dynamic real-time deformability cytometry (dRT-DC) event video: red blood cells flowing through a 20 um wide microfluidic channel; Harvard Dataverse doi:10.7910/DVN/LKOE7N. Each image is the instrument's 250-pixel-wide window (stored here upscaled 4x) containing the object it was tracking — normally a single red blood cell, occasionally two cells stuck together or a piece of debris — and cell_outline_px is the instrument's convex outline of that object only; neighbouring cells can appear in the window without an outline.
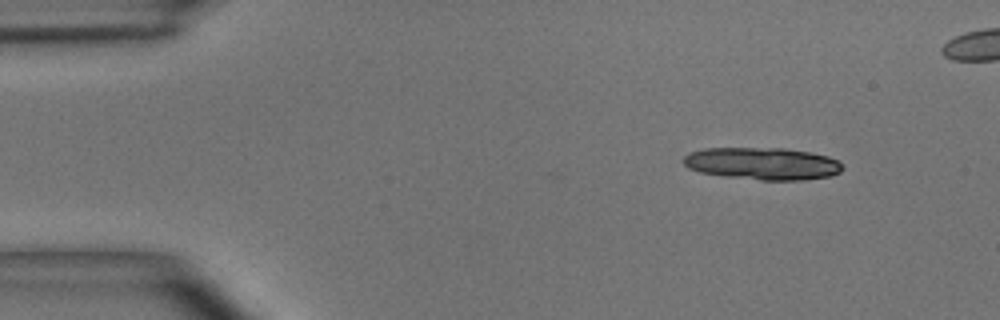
{"species": "common noctule bat (a hibernating species)", "species_latin": "Nyctalus noctula", "temperature_condition": "room temperature", "stored_images_in_passage": 18, "segment_of_instrument_passage": [1, 2], "camera_frame_rate_fps": 3000, "um_per_image_px": 0.085, "animal": {"sex": "male", "body_mass_g": 15.6}, "frame": {"image": 1, "passage_image": 1, "time_ms": 0.0, "image_size_px": [1000, 320], "cell_outline_px": [[844, 168], [840, 172], [832, 176], [804, 180], [760, 180], [728, 176], [700, 172], [688, 168], [684, 164], [684, 156], [688, 152], [704, 148], [784, 148], [808, 152], [828, 156], [836, 160]], "centroid_in_image_um": [64.81, 13.9], "position_along_channel_um": 20.2, "area_um2": 29.88}}